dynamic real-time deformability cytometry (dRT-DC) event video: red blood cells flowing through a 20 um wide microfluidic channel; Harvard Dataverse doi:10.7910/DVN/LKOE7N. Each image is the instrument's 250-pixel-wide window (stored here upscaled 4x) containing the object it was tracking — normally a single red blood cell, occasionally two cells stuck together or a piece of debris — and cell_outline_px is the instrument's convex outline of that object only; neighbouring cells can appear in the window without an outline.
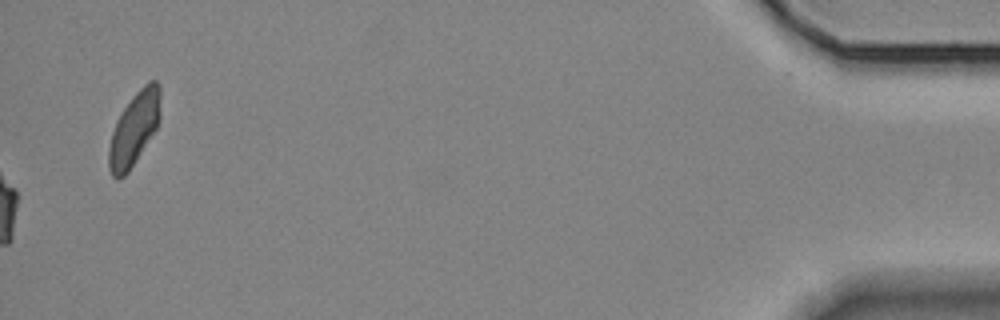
{"species": "Egyptian fruit bat (a non-hibernating species)", "species_latin": "Rousettus aegyptiacus", "temperature_condition": "room temperature", "stored_images_in_passage": 42, "camera_frame_rate_fps": 3000, "um_per_image_px": 0.085, "animal": {"sex": "female"}, "frame": {"image": 1, "passage_image": 42, "time_ms": 13.667, "image_size_px": [1000, 320], "cell_outline_px": [[160, 120], [156, 128], [128, 172], [124, 176], [112, 176], [108, 168], [108, 148], [112, 132], [116, 120], [132, 96], [148, 80], [156, 80], [160, 84]], "centroid_in_image_um": [11.41, 10.9], "position_along_channel_um": 423.8, "area_um2": 21.85}}